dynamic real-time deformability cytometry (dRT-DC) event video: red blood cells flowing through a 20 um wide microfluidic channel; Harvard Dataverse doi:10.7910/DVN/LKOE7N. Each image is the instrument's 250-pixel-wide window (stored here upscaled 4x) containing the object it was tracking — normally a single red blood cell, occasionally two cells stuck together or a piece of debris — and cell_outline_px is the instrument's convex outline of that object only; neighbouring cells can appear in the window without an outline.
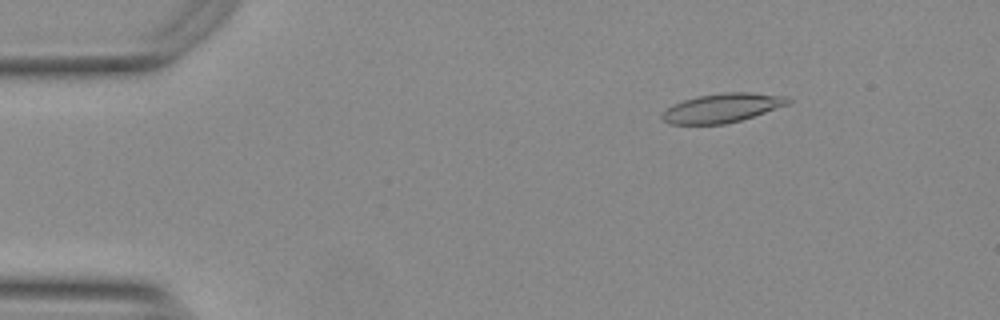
{"species": "Egyptian fruit bat (a non-hibernating species)", "species_latin": "Rousettus aegyptiacus", "temperature_condition": "warm", "stored_images_in_passage": 16, "camera_frame_rate_fps": 3000, "um_per_image_px": 0.085, "animal": {"sex": "female"}, "frame": {"image": 1, "passage_image": 8, "time_ms": 2.333, "image_size_px": [1000, 320], "cell_outline_px": [[792, 100], [788, 104], [740, 120], [724, 124], [668, 124], [660, 116], [672, 104], [696, 96], [720, 92], [752, 92], [788, 96]], "centroid_in_image_um": [61.38, 9.16], "position_along_channel_um": 23.6, "area_um2": 21.27}}
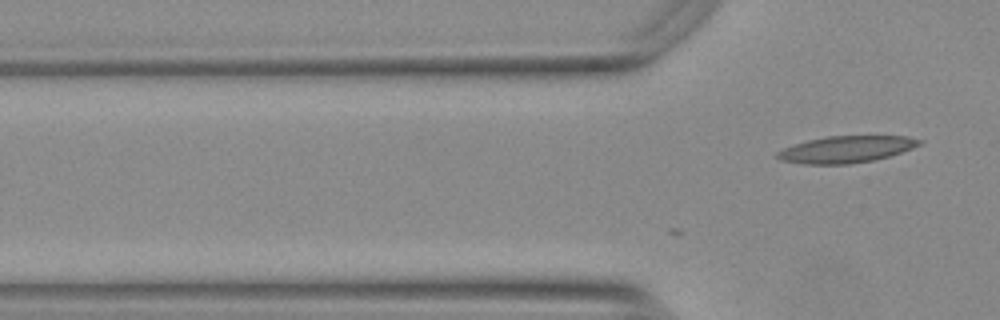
{"frame": {"image": 2, "passage_image": 16, "time_ms": 5.0, "image_size_px": [1000, 320], "cell_outline_px": [[924, 140], [920, 144], [912, 148], [876, 160], [848, 164], [800, 164], [780, 160], [776, 156], [776, 152], [792, 144], [824, 136], [908, 136]], "centroid_in_image_um": [71.89, 12.69], "position_along_channel_um": 53.9, "area_um2": 22.25}}